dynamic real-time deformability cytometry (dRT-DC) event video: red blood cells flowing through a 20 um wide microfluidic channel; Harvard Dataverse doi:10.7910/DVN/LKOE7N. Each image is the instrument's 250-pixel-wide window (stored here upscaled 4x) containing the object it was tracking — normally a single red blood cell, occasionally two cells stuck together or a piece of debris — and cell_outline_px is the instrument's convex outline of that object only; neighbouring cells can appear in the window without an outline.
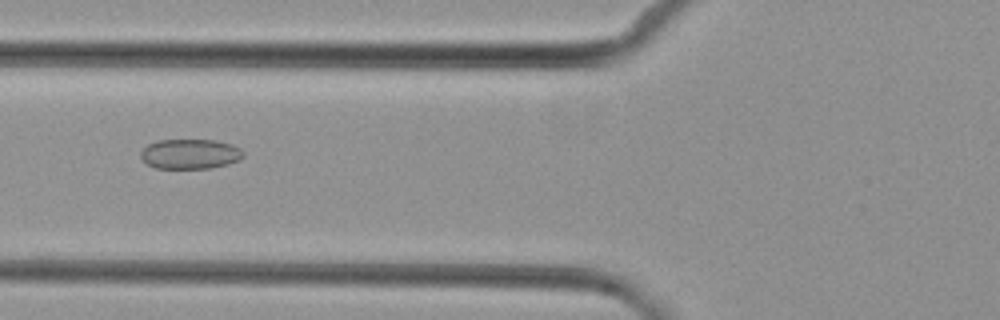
{"species": "common noctule bat (a hibernating species)", "species_latin": "Nyctalus noctula", "temperature_condition": "cold", "stored_images_in_passage": 5, "camera_frame_rate_fps": 3000, "um_per_image_px": 0.085, "animal": {"sex": "female", "body_mass_g": 29.2, "forearm_length_mm": 56.3}, "frame": {"image": 1, "passage_image": 3, "time_ms": 2.333, "image_size_px": [1000, 320], "cell_outline_px": [[244, 156], [240, 160], [228, 164], [212, 168], [156, 168], [148, 164], [140, 156], [140, 152], [148, 144], [156, 140], [216, 140], [232, 144], [240, 148], [244, 152]], "centroid_in_image_um": [16.19, 13.08], "position_along_channel_um": 109.6, "area_um2": 17.98}}
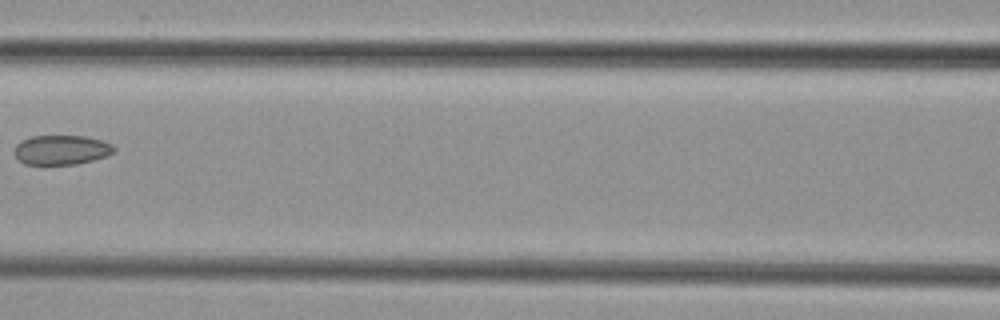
{"frame": {"image": 2, "passage_image": 4, "time_ms": 3.667, "image_size_px": [1000, 320], "cell_outline_px": [[116, 148], [108, 156], [76, 164], [24, 164], [16, 160], [12, 152], [16, 144], [20, 140], [32, 136], [84, 136], [104, 140], [112, 144]], "centroid_in_image_um": [5.17, 12.74], "position_along_channel_um": 161.4, "area_um2": 17.46}}
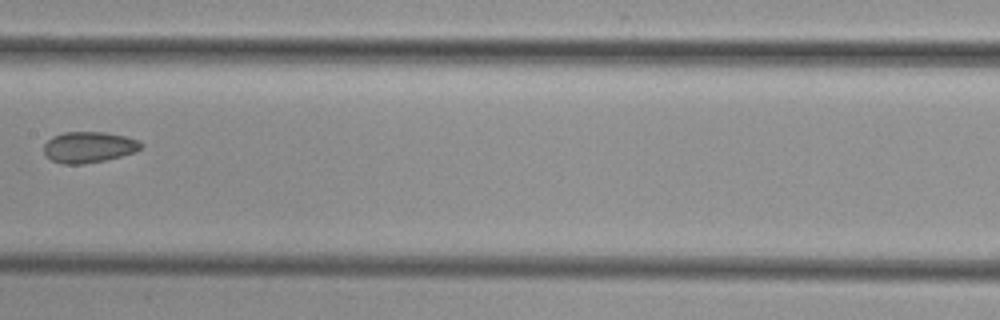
{"frame": {"image": 3, "passage_image": 5, "time_ms": 4.667, "image_size_px": [1000, 320], "cell_outline_px": [[144, 144], [136, 152], [104, 160], [84, 164], [64, 164], [52, 160], [44, 152], [44, 144], [52, 136], [64, 132], [104, 132], [124, 136], [136, 140]], "centroid_in_image_um": [7.54, 12.5], "position_along_channel_um": 199.9, "area_um2": 17.4}}